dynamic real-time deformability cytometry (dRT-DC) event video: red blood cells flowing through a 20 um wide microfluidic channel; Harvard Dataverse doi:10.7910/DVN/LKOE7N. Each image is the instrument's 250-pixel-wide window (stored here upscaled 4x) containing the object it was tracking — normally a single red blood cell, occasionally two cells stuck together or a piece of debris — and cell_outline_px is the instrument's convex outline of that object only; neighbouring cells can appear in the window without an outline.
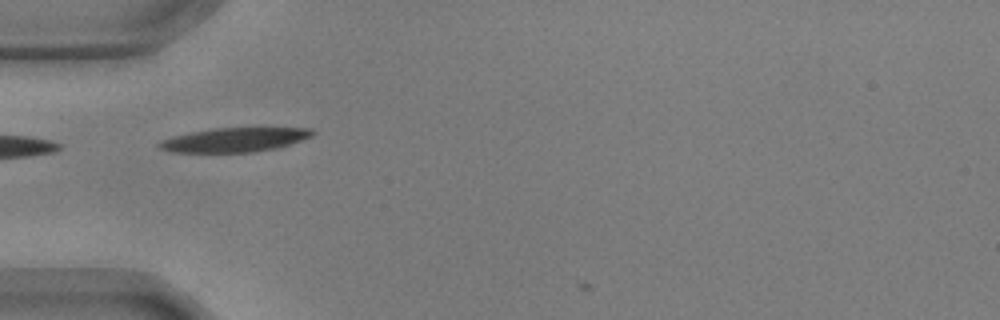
{"species": "common noctule bat (a hibernating species)", "species_latin": "Nyctalus noctula", "temperature_condition": "warm", "stored_images_in_passage": 4, "camera_frame_rate_fps": 3000, "um_per_image_px": 0.085, "animal": {"sex": "male", "body_mass_g": 17.9, "forearm_length_mm": 54.2}, "frame": {"image": 1, "passage_image": 1, "time_ms": 0.0, "image_size_px": [1000, 320], "cell_outline_px": [[316, 132], [312, 136], [280, 148], [252, 152], [168, 152], [160, 148], [156, 144], [160, 140], [172, 136], [212, 128], [312, 128]], "centroid_in_image_um": [19.93, 11.88], "position_along_channel_um": 65.1, "area_um2": 21.73}}